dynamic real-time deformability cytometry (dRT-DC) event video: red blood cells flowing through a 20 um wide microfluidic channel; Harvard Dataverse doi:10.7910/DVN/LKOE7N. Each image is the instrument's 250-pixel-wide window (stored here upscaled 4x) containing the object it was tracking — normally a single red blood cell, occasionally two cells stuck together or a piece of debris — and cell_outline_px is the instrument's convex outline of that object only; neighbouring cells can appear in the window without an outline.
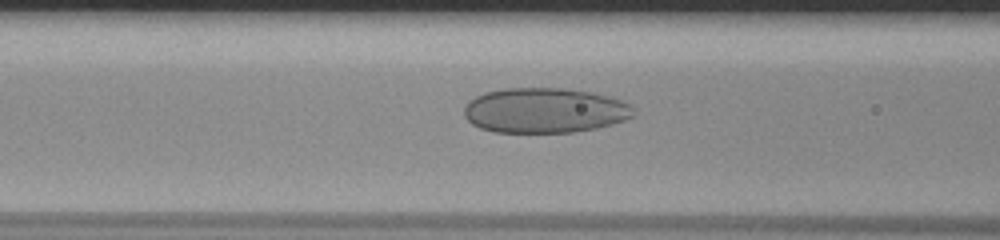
{"species": "human", "species_latin": "Homo sapiens", "temperature_condition": "room temperature", "stored_images_in_passage": 55, "camera_frame_rate_fps": 3000, "um_per_image_px": 0.085, "donor": {"sex": "male"}, "frame": {"image": 1, "passage_image": 24, "time_ms": 7.667, "image_size_px": [1000, 240], "cell_outline_px": [[636, 112], [632, 116], [624, 120], [612, 124], [596, 128], [572, 132], [496, 132], [480, 128], [472, 124], [464, 116], [464, 108], [468, 100], [484, 92], [504, 88], [564, 88], [592, 92], [612, 96], [624, 100]], "centroid_in_image_um": [46.3, 9.37], "position_along_channel_um": 120.3, "area_um2": 44.8}}
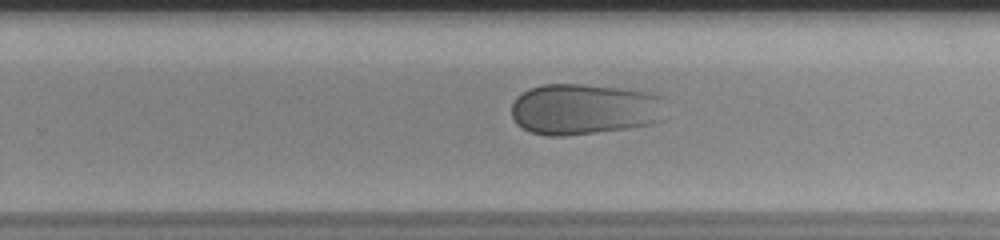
{"frame": {"image": 2, "passage_image": 37, "time_ms": 12.0, "image_size_px": [1000, 240], "cell_outline_px": [[664, 120], [652, 124], [628, 128], [564, 136], [548, 136], [528, 132], [516, 124], [512, 116], [512, 104], [516, 96], [528, 88], [540, 84], [580, 84], [620, 88], [648, 92], [660, 96]], "centroid_in_image_um": [49.61, 9.28], "position_along_channel_um": 280.2, "area_um2": 46.18}}
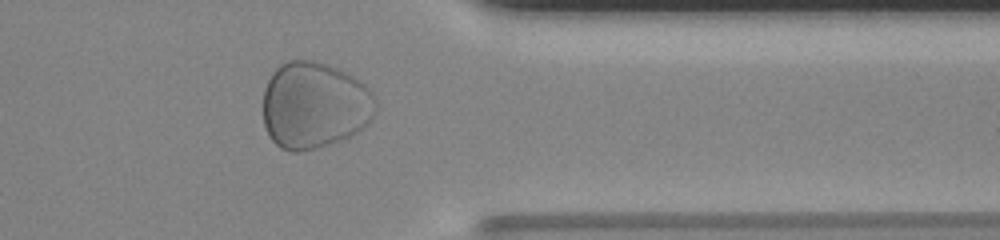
{"frame": {"image": 3, "passage_image": 46, "time_ms": 15.0, "image_size_px": [1000, 240], "cell_outline_px": [[376, 112], [372, 120], [364, 128], [352, 136], [316, 148], [300, 152], [292, 152], [280, 148], [272, 140], [264, 124], [264, 88], [272, 72], [280, 64], [288, 60], [312, 60], [328, 64], [340, 68], [348, 72], [364, 84], [376, 96]], "centroid_in_image_um": [26.76, 8.94], "position_along_channel_um": 384.6, "area_um2": 57.68}}